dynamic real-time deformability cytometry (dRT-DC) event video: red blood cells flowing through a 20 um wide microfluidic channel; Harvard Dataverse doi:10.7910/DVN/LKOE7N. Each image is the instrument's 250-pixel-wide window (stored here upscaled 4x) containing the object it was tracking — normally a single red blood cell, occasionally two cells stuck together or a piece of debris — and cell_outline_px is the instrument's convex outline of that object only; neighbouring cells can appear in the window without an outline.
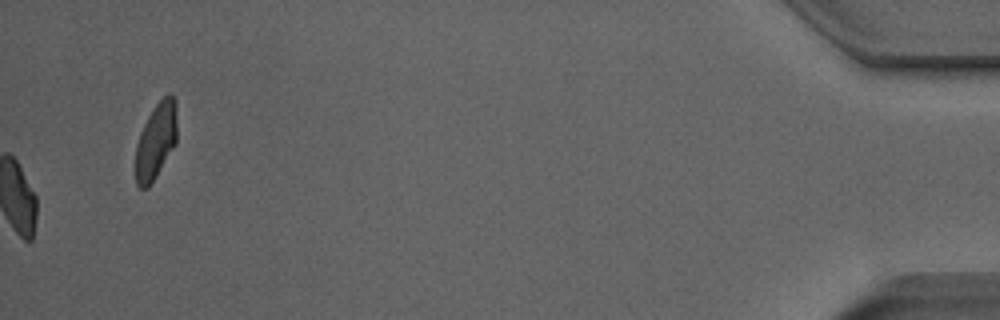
{"species": "Egyptian fruit bat (a non-hibernating species)", "species_latin": "Rousettus aegyptiacus", "temperature_condition": "room temperature", "stored_images_in_passage": 41, "camera_frame_rate_fps": 3000, "um_per_image_px": 0.085, "animal": {"sex": "male"}, "frame": {"image": 1, "passage_image": 41, "time_ms": 13.333, "image_size_px": [1000, 320], "cell_outline_px": [[176, 144], [156, 176], [148, 188], [140, 188], [136, 184], [136, 144], [140, 132], [148, 116], [156, 104], [168, 92], [176, 100]], "centroid_in_image_um": [13.26, 11.97], "position_along_channel_um": 421.9, "area_um2": 18.32}, "authors_computed_cell_mechanics": {"area_um2": 18.9006, "velocity_mm_per_s": 3.873, "shape_relaxation_time_tau1_ms": 5.0121, "shape_relaxation_time_tau2_ms": 1.7962, "deformation_change_tau1": 0.1222, "deformation_change_tau2": 0.0755}}